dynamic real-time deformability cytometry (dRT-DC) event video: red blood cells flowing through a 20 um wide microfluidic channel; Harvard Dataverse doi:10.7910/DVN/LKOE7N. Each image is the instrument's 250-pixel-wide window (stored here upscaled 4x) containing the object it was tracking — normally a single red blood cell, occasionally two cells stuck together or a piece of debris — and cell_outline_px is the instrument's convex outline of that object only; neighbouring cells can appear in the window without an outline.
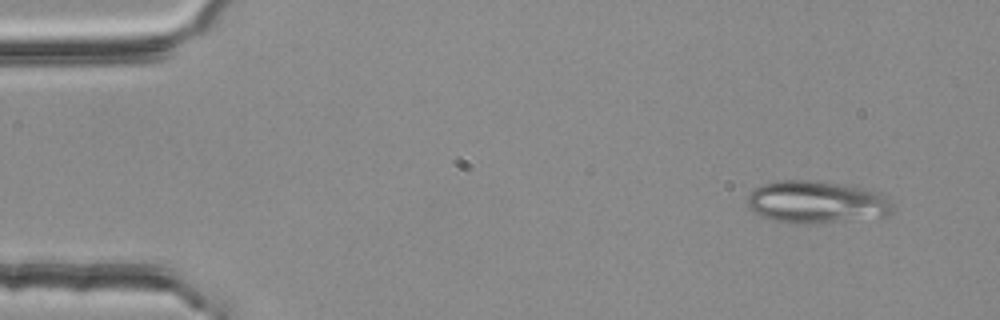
{"species": "common noctule bat (a hibernating species)", "species_latin": "Nyctalus noctula", "temperature_condition": "room temperature", "stored_images_in_passage": 52, "camera_frame_rate_fps": 3000, "um_per_image_px": 0.085, "animal": {"sex": "female", "body_mass_g": 25.1}, "frame": {"image": 1, "passage_image": 3, "time_ms": 0.667, "image_size_px": [1000, 320], "cell_outline_px": [[896, 208], [888, 216], [840, 220], [772, 220], [748, 208], [748, 192], [752, 188], [776, 180], [808, 180], [844, 184], [864, 188], [880, 192], [888, 196]], "centroid_in_image_um": [69.46, 17.1], "position_along_channel_um": 15.5, "area_um2": 34.97}}
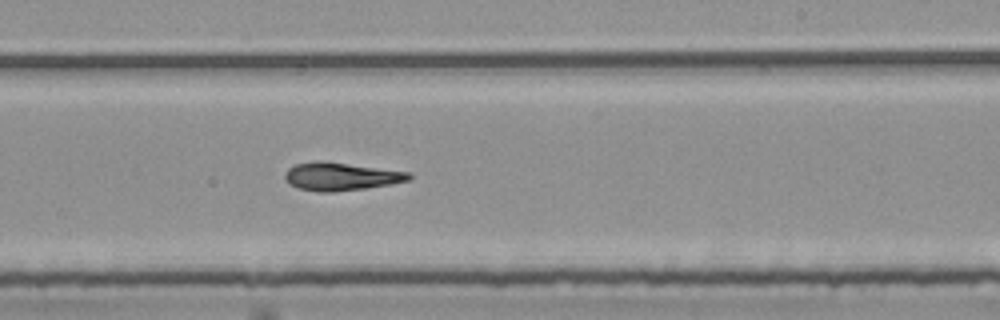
{"frame": {"image": 2, "passage_image": 31, "time_ms": 10.0, "image_size_px": [1000, 320], "cell_outline_px": [[412, 176], [408, 180], [392, 184], [336, 192], [316, 192], [296, 188], [288, 184], [284, 176], [284, 172], [288, 168], [296, 164], [316, 160], [320, 160], [408, 172]], "centroid_in_image_um": [28.89, 15.01], "position_along_channel_um": 260.1, "area_um2": 20.29}}
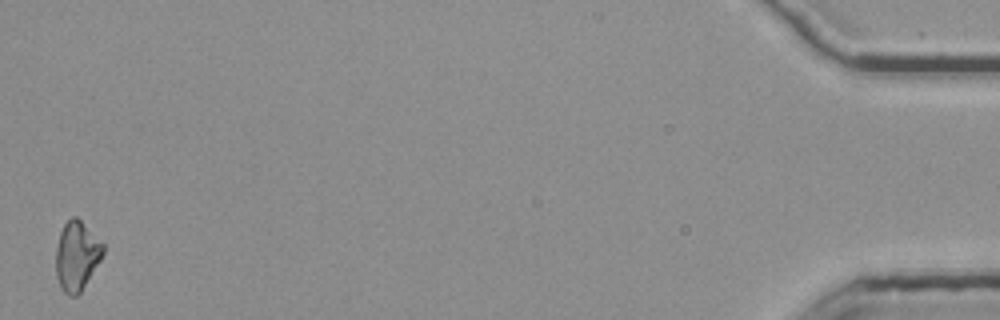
{"frame": {"image": 3, "passage_image": 52, "time_ms": 17.0, "image_size_px": [1000, 320], "cell_outline_px": [[104, 252], [100, 260], [80, 292], [76, 296], [68, 296], [64, 292], [56, 276], [56, 248], [60, 232], [64, 224], [72, 216], [76, 216], [104, 244]], "centroid_in_image_um": [6.51, 21.74], "position_along_channel_um": 428.7, "area_um2": 18.79}, "authors_computed_cell_mechanics": {"area_um2": 19.9988, "velocity_mm_per_s": 3.804, "shape_relaxation_time_tau1_ms": null, "shape_relaxation_time_tau2_ms": 5.285, "deformation_change_tau1": null, "deformation_change_tau2": 0.1384}}